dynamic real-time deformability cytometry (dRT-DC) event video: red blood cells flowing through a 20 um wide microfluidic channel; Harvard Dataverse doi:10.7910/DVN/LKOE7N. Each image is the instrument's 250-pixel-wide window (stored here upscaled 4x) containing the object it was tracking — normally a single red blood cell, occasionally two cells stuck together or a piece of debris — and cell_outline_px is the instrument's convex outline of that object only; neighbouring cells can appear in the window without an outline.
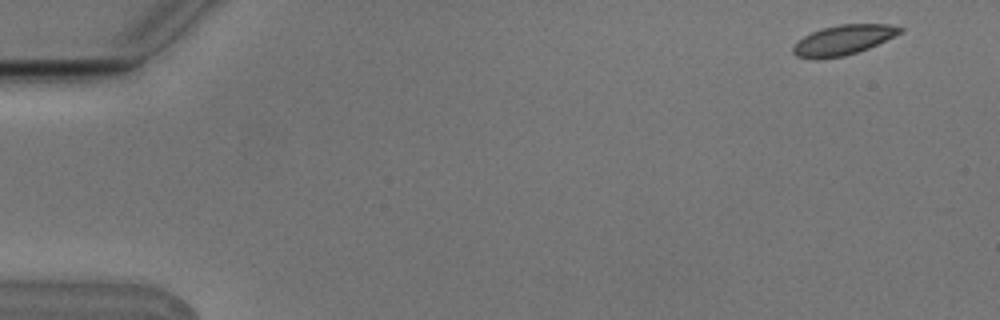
{"species": "Egyptian fruit bat (a non-hibernating species)", "species_latin": "Rousettus aegyptiacus", "temperature_condition": "cold", "stored_images_in_passage": 4, "camera_frame_rate_fps": 3000, "um_per_image_px": 0.085, "animal": {"sex": "male"}, "frame": {"image": 1, "passage_image": 1, "time_ms": 0.0, "image_size_px": [1000, 320], "cell_outline_px": [[904, 28], [900, 32], [868, 48], [844, 56], [816, 60], [796, 56], [792, 52], [792, 48], [804, 36], [820, 28], [840, 24], [888, 24]], "centroid_in_image_um": [71.61, 3.41], "position_along_channel_um": 13.4, "area_um2": 18.38}}